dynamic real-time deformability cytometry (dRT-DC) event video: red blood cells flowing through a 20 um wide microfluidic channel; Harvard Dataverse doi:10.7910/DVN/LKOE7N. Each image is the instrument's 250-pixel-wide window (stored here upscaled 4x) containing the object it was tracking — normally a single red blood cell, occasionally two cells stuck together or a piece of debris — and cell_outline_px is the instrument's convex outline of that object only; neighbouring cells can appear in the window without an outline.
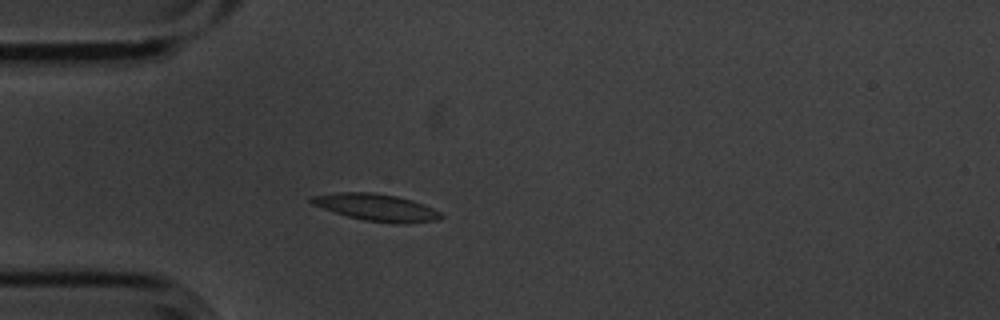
{"species": "common noctule bat (a hibernating species)", "species_latin": "Nyctalus noctula", "temperature_condition": "cold", "stored_images_in_passage": 5, "camera_frame_rate_fps": 3000, "um_per_image_px": 0.085, "animal": {"sex": "male", "body_mass_g": 20.1, "forearm_length_mm": 53.5}, "frame": {"image": 1, "passage_image": 5, "time_ms": 1.333, "image_size_px": [1000, 320], "cell_outline_px": [[444, 216], [440, 220], [408, 224], [396, 224], [364, 220], [348, 216], [312, 204], [308, 200], [312, 196], [340, 192], [372, 192], [396, 196], [412, 200], [424, 204], [440, 212]], "centroid_in_image_um": [32.06, 17.64], "position_along_channel_um": 52.9, "area_um2": 20.4}}